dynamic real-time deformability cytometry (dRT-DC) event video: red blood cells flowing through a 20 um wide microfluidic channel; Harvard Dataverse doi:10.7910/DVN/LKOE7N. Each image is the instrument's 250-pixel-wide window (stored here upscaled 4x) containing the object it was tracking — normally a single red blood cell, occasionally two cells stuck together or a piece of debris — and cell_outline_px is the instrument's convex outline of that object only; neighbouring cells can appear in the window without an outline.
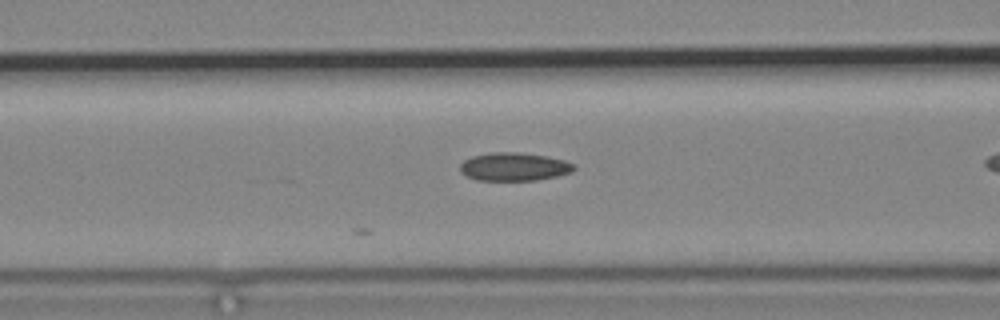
{"species": "common noctule bat (a hibernating species)", "species_latin": "Nyctalus noctula", "temperature_condition": "cold", "stored_images_in_passage": 5, "segment_of_instrument_passage": [1, 2], "camera_frame_rate_fps": 3000, "um_per_image_px": 0.085, "animal": {"sex": "male", "body_mass_g": 19.2, "forearm_length_mm": 51.8}, "frame": {"image": 1, "passage_image": 3, "time_ms": 2.333, "image_size_px": [1000, 320], "cell_outline_px": [[576, 168], [572, 172], [556, 176], [536, 180], [476, 180], [460, 172], [460, 164], [464, 160], [472, 156], [492, 152], [520, 152], [548, 156], [564, 160], [576, 164]], "centroid_in_image_um": [43.72, 14.16], "position_along_channel_um": 122.9, "area_um2": 18.84}}